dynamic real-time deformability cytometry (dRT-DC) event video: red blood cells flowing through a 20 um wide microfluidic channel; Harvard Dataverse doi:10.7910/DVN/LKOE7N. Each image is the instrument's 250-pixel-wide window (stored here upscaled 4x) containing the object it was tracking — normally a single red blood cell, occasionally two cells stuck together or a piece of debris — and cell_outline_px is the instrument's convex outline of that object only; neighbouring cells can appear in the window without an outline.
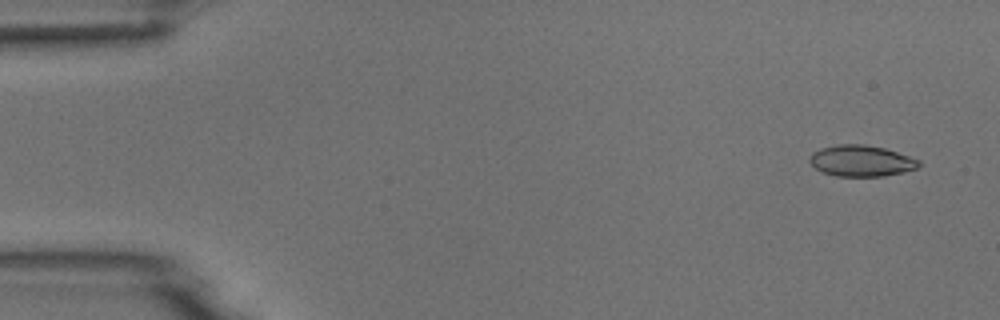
{"species": "common noctule bat (a hibernating species)", "species_latin": "Nyctalus noctula", "temperature_condition": "room temperature", "stored_images_in_passage": 10, "camera_frame_rate_fps": 3000, "um_per_image_px": 0.085, "animal": {"sex": "male", "body_mass_g": 18.8}, "frame": {"image": 1, "passage_image": 1, "time_ms": 0.0, "image_size_px": [1000, 320], "cell_outline_px": [[920, 164], [916, 168], [904, 172], [884, 176], [836, 176], [820, 172], [808, 160], [808, 156], [812, 152], [820, 148], [840, 144], [864, 144], [884, 148], [920, 160]], "centroid_in_image_um": [73.16, 13.67], "position_along_channel_um": 11.8, "area_um2": 19.88}}
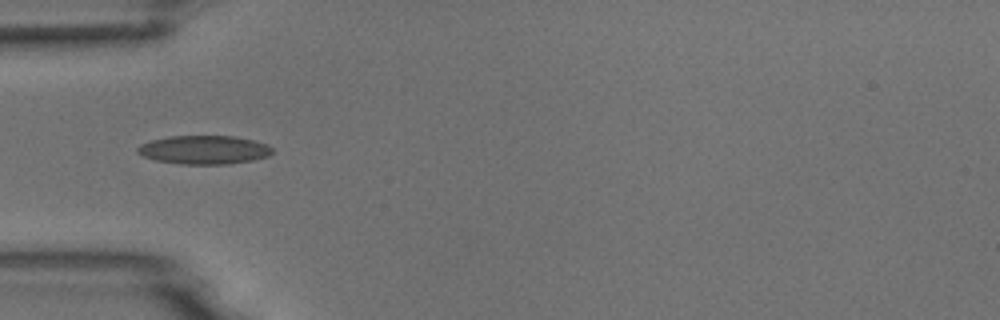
{"frame": {"image": 2, "passage_image": 5, "time_ms": 4.667, "image_size_px": [1000, 320], "cell_outline_px": [[272, 152], [268, 156], [252, 160], [228, 164], [180, 164], [156, 160], [144, 156], [136, 152], [136, 148], [140, 144], [152, 140], [172, 136], [236, 136], [268, 144], [272, 148]], "centroid_in_image_um": [17.34, 12.73], "position_along_channel_um": 67.7, "area_um2": 22.43}}
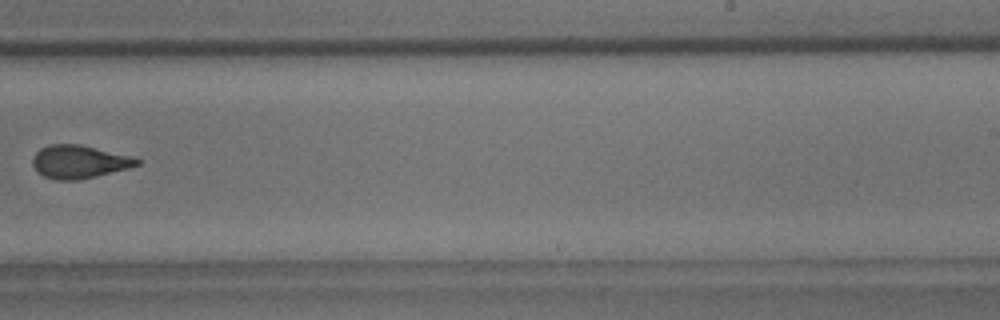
{"frame": {"image": 3, "passage_image": 10, "time_ms": 10.333, "image_size_px": [1000, 320], "cell_outline_px": [[140, 164], [128, 168], [80, 180], [56, 180], [44, 176], [36, 172], [32, 164], [32, 156], [40, 148], [48, 144], [80, 144], [136, 156], [140, 160]], "centroid_in_image_um": [6.73, 13.74], "position_along_channel_um": 282.3, "area_um2": 20.52}}